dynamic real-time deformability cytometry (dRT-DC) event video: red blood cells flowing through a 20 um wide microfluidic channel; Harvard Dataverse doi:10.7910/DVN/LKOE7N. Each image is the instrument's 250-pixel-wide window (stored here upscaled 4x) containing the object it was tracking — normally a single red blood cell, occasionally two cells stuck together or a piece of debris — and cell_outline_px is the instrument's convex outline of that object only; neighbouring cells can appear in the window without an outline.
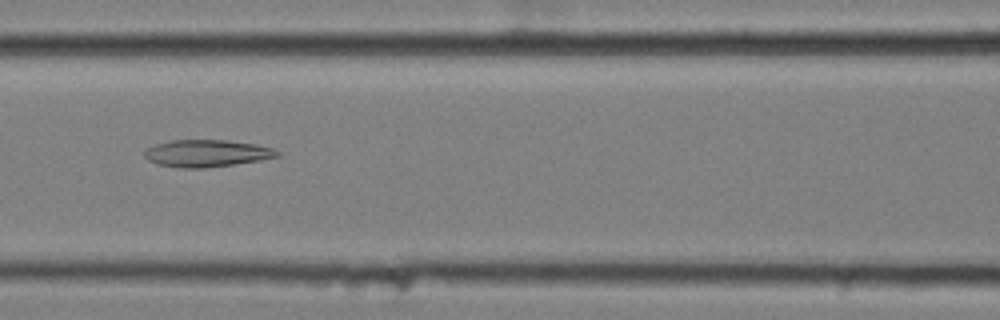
{"species": "common noctule bat (a hibernating species)", "species_latin": "Nyctalus noctula", "temperature_condition": "cold", "stored_images_in_passage": 57, "camera_frame_rate_fps": 3000, "um_per_image_px": 0.085, "animal": {"sex": "female", "body_mass_g": 25.1}, "frame": {"image": 1, "passage_image": 25, "time_ms": 8.0, "image_size_px": [1000, 320], "cell_outline_px": [[280, 156], [260, 160], [204, 168], [180, 168], [156, 164], [148, 160], [144, 156], [144, 148], [156, 144], [172, 140], [228, 140], [256, 144], [272, 148], [280, 152]], "centroid_in_image_um": [17.54, 13.03], "position_along_channel_um": 149.1, "area_um2": 21.04}}
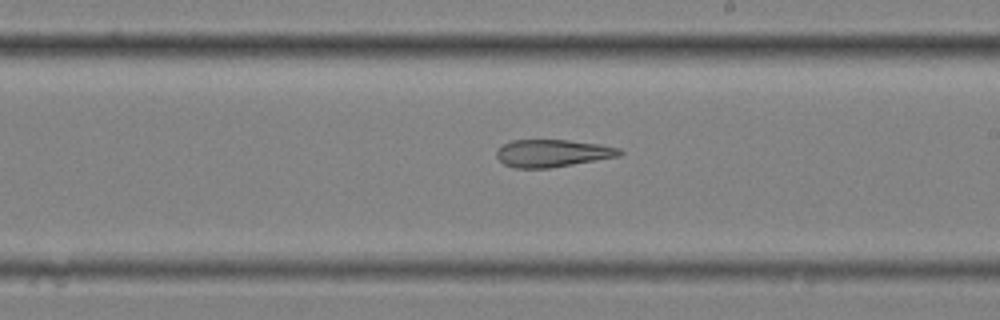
{"frame": {"image": 2, "passage_image": 33, "time_ms": 10.667, "image_size_px": [1000, 320], "cell_outline_px": [[624, 152], [620, 156], [548, 168], [516, 168], [504, 164], [496, 156], [496, 152], [504, 144], [512, 140], [568, 140], [600, 144], [620, 148]], "centroid_in_image_um": [46.98, 13.02], "position_along_channel_um": 242.0, "area_um2": 19.54}}
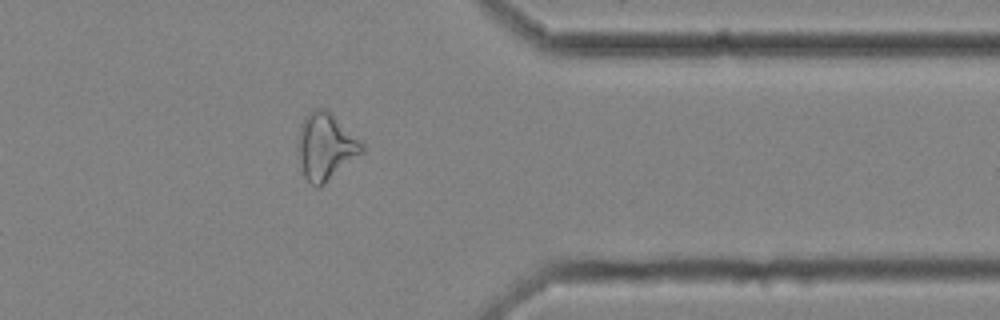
{"frame": {"image": 3, "passage_image": 46, "time_ms": 15.0, "image_size_px": [1000, 320], "cell_outline_px": [[364, 152], [320, 188], [316, 188], [304, 176], [300, 160], [300, 128], [304, 116], [308, 112], [316, 108], [324, 108], [332, 112], [364, 144]], "centroid_in_image_um": [27.73, 12.45], "position_along_channel_um": 383.7, "area_um2": 24.74}, "authors_computed_cell_mechanics": {"area_um2": 25.721, "velocity_mm_per_s": 3.5001, "shape_relaxation_time_tau1_ms": null, "shape_relaxation_time_tau2_ms": 6.1434, "deformation_change_tau1": null, "deformation_change_tau2": 0.19}}